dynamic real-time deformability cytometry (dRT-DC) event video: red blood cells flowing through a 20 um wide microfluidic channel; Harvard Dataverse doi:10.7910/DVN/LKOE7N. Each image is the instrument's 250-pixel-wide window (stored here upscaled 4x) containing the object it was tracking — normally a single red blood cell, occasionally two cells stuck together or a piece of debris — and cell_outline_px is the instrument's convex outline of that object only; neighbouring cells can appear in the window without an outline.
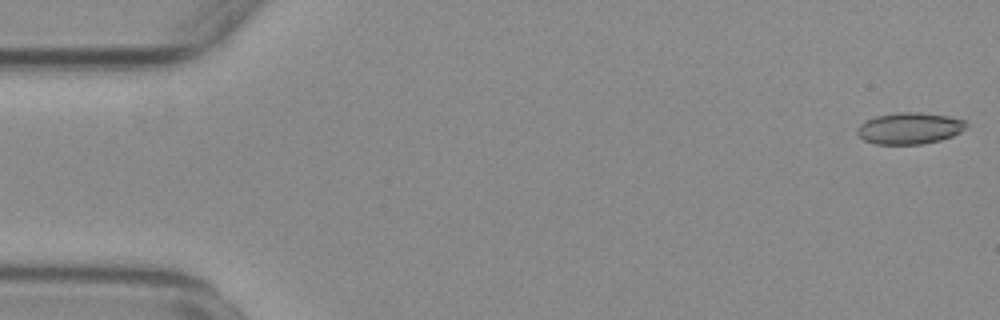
{"species": "common noctule bat (a hibernating species)", "species_latin": "Nyctalus noctula", "temperature_condition": "warm", "stored_images_in_passage": 55, "camera_frame_rate_fps": 3000, "um_per_image_px": 0.085, "animal": {"sex": "female", "body_mass_g": 29.2, "forearm_length_mm": 56.3}, "frame": {"image": 1, "passage_image": 1, "time_ms": 0.0, "image_size_px": [1000, 320], "cell_outline_px": [[968, 128], [952, 136], [940, 140], [920, 144], [876, 144], [864, 140], [856, 132], [856, 128], [860, 124], [876, 116], [896, 112], [920, 112], [948, 116], [968, 120]], "centroid_in_image_um": [77.35, 10.89], "position_along_channel_um": 7.6, "area_um2": 20.17}}
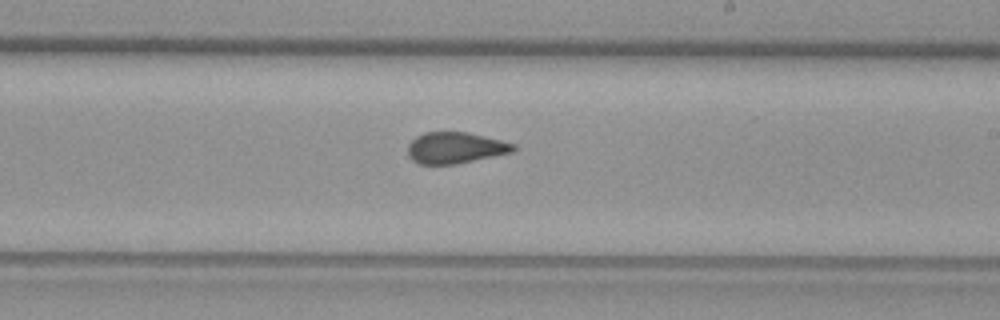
{"frame": {"image": 2, "passage_image": 32, "time_ms": 10.333, "image_size_px": [1000, 320], "cell_outline_px": [[516, 148], [512, 152], [456, 164], [420, 164], [412, 160], [408, 156], [408, 144], [416, 136], [424, 132], [468, 132], [516, 144]], "centroid_in_image_um": [38.68, 12.56], "position_along_channel_um": 250.3, "area_um2": 19.19}}
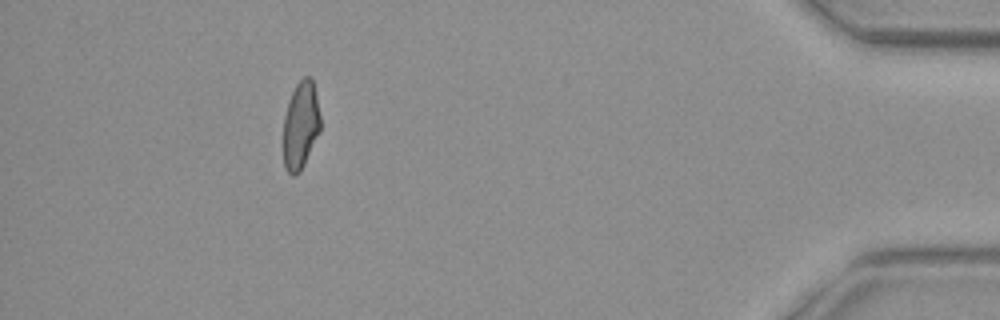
{"frame": {"image": 3, "passage_image": 50, "time_ms": 16.333, "image_size_px": [1000, 320], "cell_outline_px": [[320, 132], [300, 172], [292, 176], [288, 172], [284, 164], [284, 116], [288, 100], [296, 84], [304, 76], [312, 76], [316, 92], [320, 116]], "centroid_in_image_um": [25.57, 10.61], "position_along_channel_um": 409.6, "area_um2": 19.02}, "authors_computed_cell_mechanics": {"area_um2": 19.941, "velocity_mm_per_s": 3.7136, "shape_relaxation_time_tau1_ms": null, "shape_relaxation_time_tau2_ms": 1.1688, "deformation_change_tau1": null, "deformation_change_tau2": 0.0713}}